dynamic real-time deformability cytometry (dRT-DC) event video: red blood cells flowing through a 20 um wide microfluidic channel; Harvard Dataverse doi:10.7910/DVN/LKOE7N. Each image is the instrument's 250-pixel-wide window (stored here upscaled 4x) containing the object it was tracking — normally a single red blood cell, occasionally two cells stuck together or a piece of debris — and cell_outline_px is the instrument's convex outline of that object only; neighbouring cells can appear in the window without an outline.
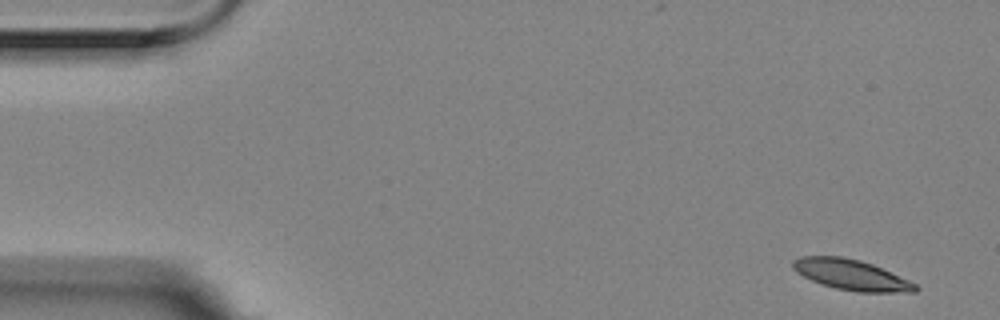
{"species": "Egyptian fruit bat (a non-hibernating species)", "species_latin": "Rousettus aegyptiacus", "temperature_condition": "room temperature", "stored_images_in_passage": 6, "camera_frame_rate_fps": 3000, "um_per_image_px": 0.085, "animal": {"sex": "female"}, "frame": {"image": 1, "passage_image": 1, "time_ms": 0.0, "image_size_px": [1000, 320], "cell_outline_px": [[920, 288], [916, 292], [856, 292], [836, 288], [812, 280], [796, 272], [792, 268], [792, 260], [800, 256], [840, 256], [860, 260], [872, 264], [908, 280], [916, 284]], "centroid_in_image_um": [72.35, 23.35], "position_along_channel_um": 12.7, "area_um2": 21.62}}
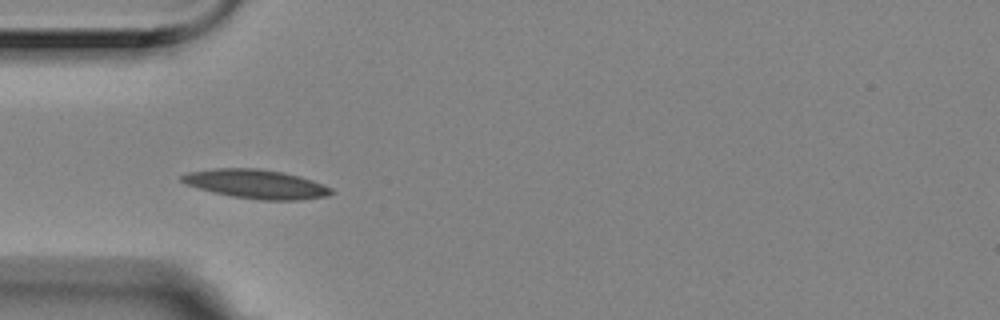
{"frame": {"image": 2, "passage_image": 5, "time_ms": 1.333, "image_size_px": [1000, 320], "cell_outline_px": [[336, 192], [328, 196], [300, 200], [260, 200], [232, 196], [184, 184], [180, 180], [180, 176], [188, 172], [216, 168], [256, 168], [280, 172], [300, 176], [312, 180], [332, 188]], "centroid_in_image_um": [21.8, 15.64], "position_along_channel_um": 63.2, "area_um2": 25.14}}
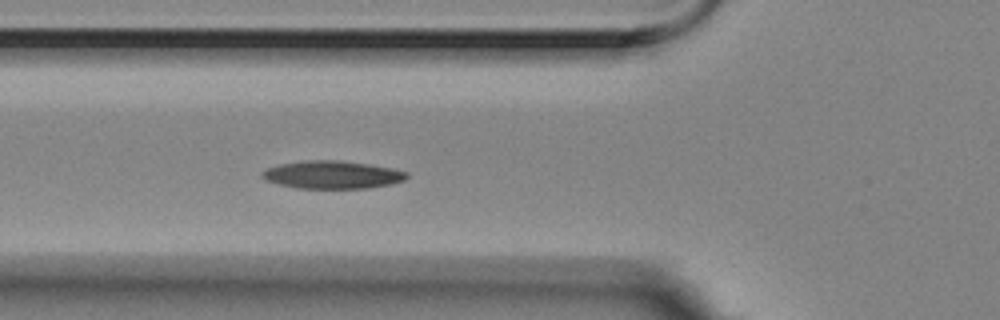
{"frame": {"image": 3, "passage_image": 6, "time_ms": 1.667, "image_size_px": [1000, 320], "cell_outline_px": [[408, 176], [404, 180], [392, 184], [368, 188], [296, 188], [264, 180], [260, 176], [260, 172], [268, 168], [280, 164], [304, 160], [340, 160], [368, 164], [392, 168], [408, 172]], "centroid_in_image_um": [28.23, 14.85], "position_along_channel_um": 97.6, "area_um2": 23.52}}